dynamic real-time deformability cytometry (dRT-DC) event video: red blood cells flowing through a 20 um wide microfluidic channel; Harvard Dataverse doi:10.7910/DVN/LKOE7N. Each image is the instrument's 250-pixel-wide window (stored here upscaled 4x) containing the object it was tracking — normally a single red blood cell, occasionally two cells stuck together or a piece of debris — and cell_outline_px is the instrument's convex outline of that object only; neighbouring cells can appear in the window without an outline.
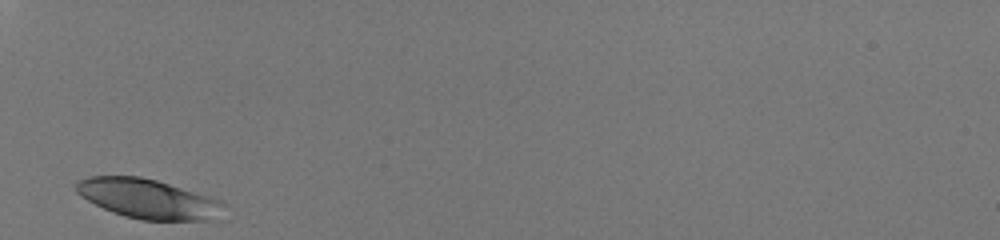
{"species": "human", "species_latin": "Homo sapiens", "temperature_condition": "room temperature", "stored_images_in_passage": 26, "camera_frame_rate_fps": 3000, "um_per_image_px": 0.085, "donor": {"sex": "male"}, "frame": {"image": 1, "passage_image": 1, "time_ms": 0.0, "image_size_px": [1000, 240], "cell_outline_px": [[224, 204], [212, 220], [140, 220], [124, 216], [112, 212], [88, 200], [76, 192], [76, 180], [88, 176], [140, 176], [156, 180], [208, 196], [220, 200]], "centroid_in_image_um": [12.51, 16.89], "position_along_channel_um": 72.5, "area_um2": 33.52}}
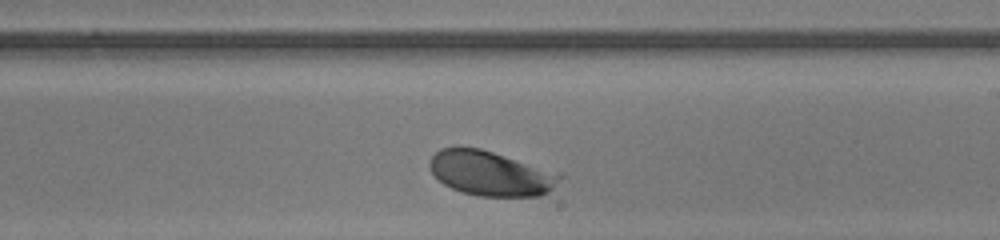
{"frame": {"image": 2, "passage_image": 15, "time_ms": 4.667, "image_size_px": [1000, 240], "cell_outline_px": [[564, 176], [548, 192], [540, 196], [480, 196], [460, 192], [444, 184], [432, 172], [428, 164], [428, 160], [440, 148], [480, 148], [564, 172]], "centroid_in_image_um": [41.78, 14.73], "position_along_channel_um": 247.2, "area_um2": 34.28}}
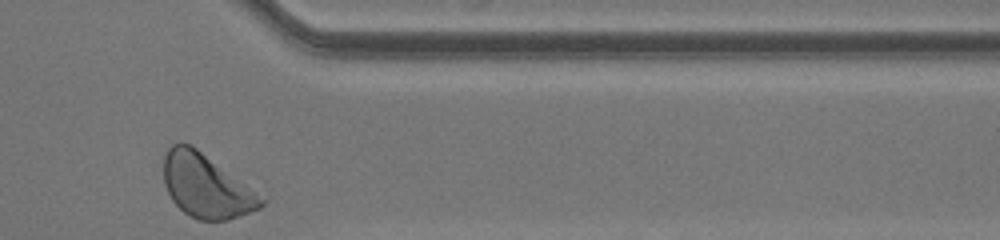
{"frame": {"image": 3, "passage_image": 26, "time_ms": 8.333, "image_size_px": [1000, 240], "cell_outline_px": [[268, 200], [260, 208], [228, 220], [200, 220], [184, 212], [172, 200], [164, 184], [164, 152], [172, 144], [188, 144], [196, 148]], "centroid_in_image_um": [17.52, 15.82], "position_along_channel_um": 393.9, "area_um2": 35.55}, "authors_computed_cell_mechanics": {"area_um2": 33.813, "velocity_mm_per_s": 4.0443, "shape_relaxation_time_tau1_ms": 1.1561, "shape_relaxation_time_tau2_ms": null, "deformation_change_tau1": 0.1165, "deformation_change_tau2": null}}